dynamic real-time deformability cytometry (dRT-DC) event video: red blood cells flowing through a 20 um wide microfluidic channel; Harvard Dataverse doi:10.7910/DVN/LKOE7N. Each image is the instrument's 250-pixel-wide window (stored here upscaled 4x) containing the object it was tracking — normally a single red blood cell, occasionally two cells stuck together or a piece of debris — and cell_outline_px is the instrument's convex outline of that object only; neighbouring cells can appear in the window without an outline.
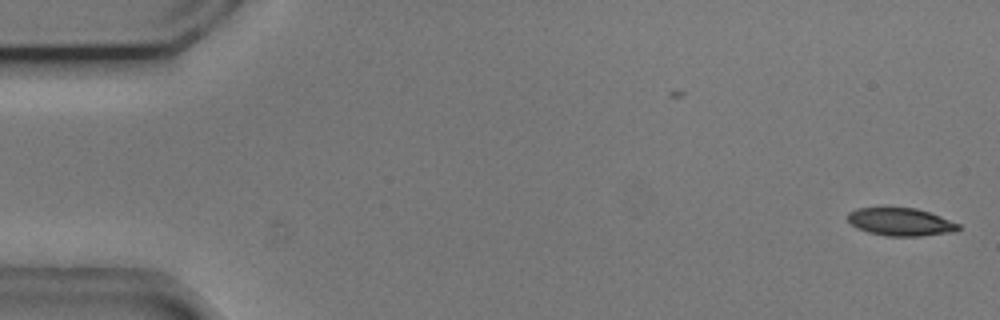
{"species": "common noctule bat (a hibernating species)", "species_latin": "Nyctalus noctula", "temperature_condition": "cold", "stored_images_in_passage": 54, "camera_frame_rate_fps": 3000, "um_per_image_px": 0.085, "animal": {"sex": "male", "body_mass_g": 20.5, "forearm_length_mm": 52.5}, "frame": {"image": 1, "passage_image": 1, "time_ms": 0.0, "image_size_px": [1000, 320], "cell_outline_px": [[960, 228], [956, 232], [920, 236], [888, 236], [868, 232], [856, 228], [848, 220], [848, 212], [856, 208], [916, 208], [940, 216], [960, 224]], "centroid_in_image_um": [76.56, 18.87], "position_along_channel_um": 8.4, "area_um2": 17.92}}
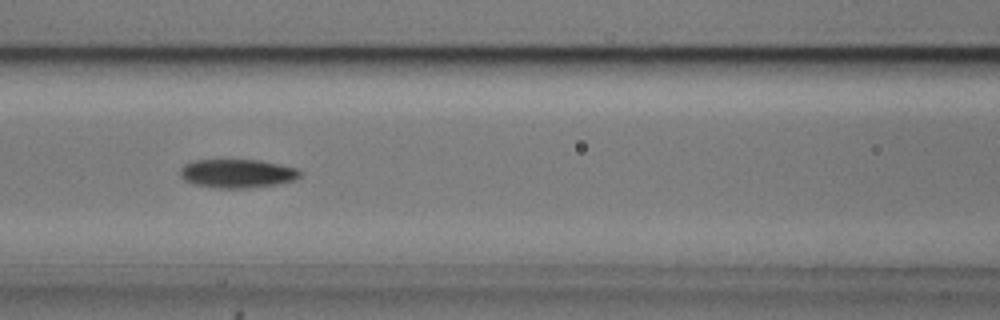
{"frame": {"image": 2, "passage_image": 23, "time_ms": 7.333, "image_size_px": [1000, 320], "cell_outline_px": [[300, 176], [292, 180], [276, 184], [248, 188], [216, 188], [192, 184], [184, 180], [180, 176], [180, 168], [184, 164], [192, 160], [260, 160], [280, 164], [296, 168], [300, 172]], "centroid_in_image_um": [20.1, 14.74], "position_along_channel_um": 146.5, "area_um2": 20.06}}
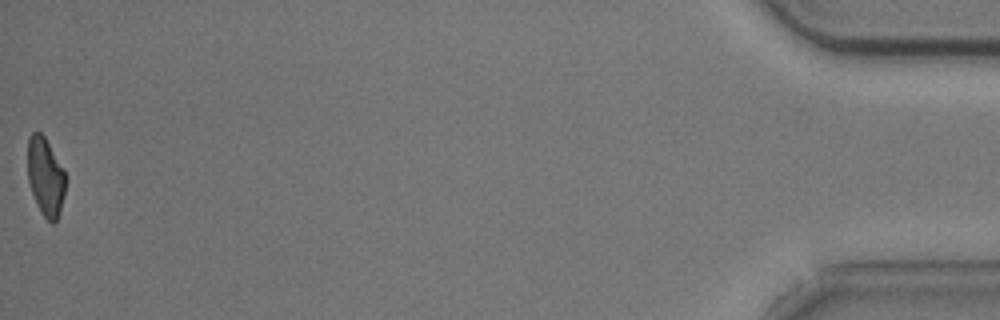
{"frame": {"image": 3, "passage_image": 54, "time_ms": 17.667, "image_size_px": [1000, 320], "cell_outline_px": [[64, 192], [60, 208], [56, 220], [52, 224], [44, 216], [32, 192], [28, 180], [28, 136], [32, 132], [40, 132], [44, 136], [64, 168]], "centroid_in_image_um": [3.85, 14.96], "position_along_channel_um": 431.3, "area_um2": 16.82}, "authors_computed_cell_mechanics": {"area_um2": 19.3341, "velocity_mm_per_s": 3.7217, "shape_relaxation_time_tau1_ms": 3.0149, "shape_relaxation_time_tau2_ms": 5.7903, "deformation_change_tau1": 0.1149, "deformation_change_tau2": 0.1209}}